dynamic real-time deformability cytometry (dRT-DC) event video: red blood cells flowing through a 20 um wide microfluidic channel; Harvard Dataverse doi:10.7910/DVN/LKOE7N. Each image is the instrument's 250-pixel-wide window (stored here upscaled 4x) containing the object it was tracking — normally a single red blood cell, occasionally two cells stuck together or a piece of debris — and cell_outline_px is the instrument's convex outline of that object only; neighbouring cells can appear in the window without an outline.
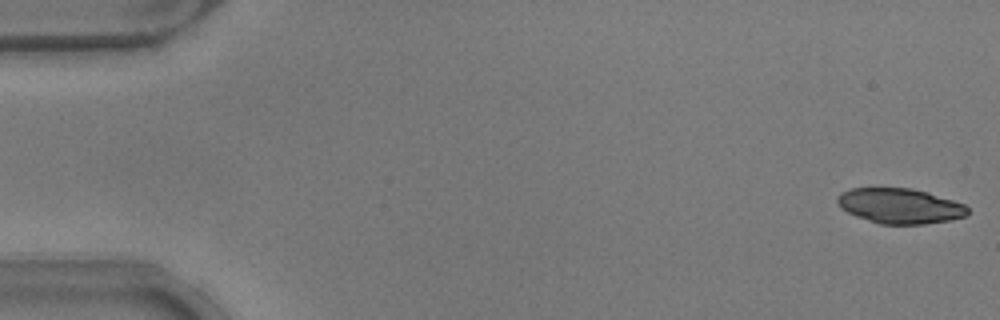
{"species": "common noctule bat (a hibernating species)", "species_latin": "Nyctalus noctula", "temperature_condition": "warm", "stored_images_in_passage": 52, "camera_frame_rate_fps": 3000, "um_per_image_px": 0.085, "animal": {"sex": "male", "body_mass_g": 17.9}, "frame": {"image": 1, "passage_image": 1, "time_ms": 0.0, "image_size_px": [1000, 320], "cell_outline_px": [[968, 212], [964, 216], [952, 220], [924, 224], [880, 224], [856, 216], [840, 208], [836, 204], [836, 196], [840, 192], [848, 188], [912, 188], [928, 192], [964, 204], [968, 208]], "centroid_in_image_um": [76.44, 17.5], "position_along_channel_um": 8.6, "area_um2": 26.88}}